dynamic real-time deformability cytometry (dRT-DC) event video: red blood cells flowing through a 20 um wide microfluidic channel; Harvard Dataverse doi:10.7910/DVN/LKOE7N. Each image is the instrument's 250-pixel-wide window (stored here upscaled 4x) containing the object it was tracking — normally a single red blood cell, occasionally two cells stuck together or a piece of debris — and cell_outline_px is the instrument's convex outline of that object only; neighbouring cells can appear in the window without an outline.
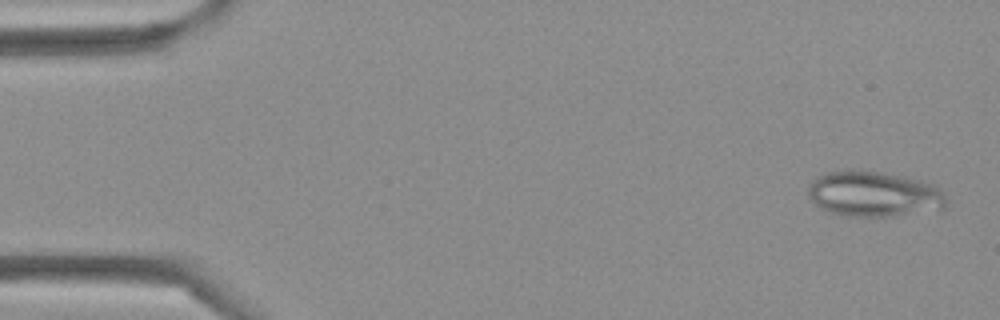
{"species": "Egyptian fruit bat (a non-hibernating species)", "species_latin": "Rousettus aegyptiacus", "temperature_condition": "cold", "stored_images_in_passage": 4, "camera_frame_rate_fps": 3000, "um_per_image_px": 0.085, "frame": {"image": 1, "passage_image": 1, "time_ms": 0.0, "image_size_px": [1000, 320], "cell_outline_px": [[944, 208], [896, 216], [844, 216], [828, 212], [820, 208], [808, 196], [808, 184], [816, 176], [824, 172], [848, 168], [860, 168], [884, 172], [904, 176], [936, 184], [944, 192]], "centroid_in_image_um": [74.22, 16.45], "position_along_channel_um": 10.8, "area_um2": 37.45}}